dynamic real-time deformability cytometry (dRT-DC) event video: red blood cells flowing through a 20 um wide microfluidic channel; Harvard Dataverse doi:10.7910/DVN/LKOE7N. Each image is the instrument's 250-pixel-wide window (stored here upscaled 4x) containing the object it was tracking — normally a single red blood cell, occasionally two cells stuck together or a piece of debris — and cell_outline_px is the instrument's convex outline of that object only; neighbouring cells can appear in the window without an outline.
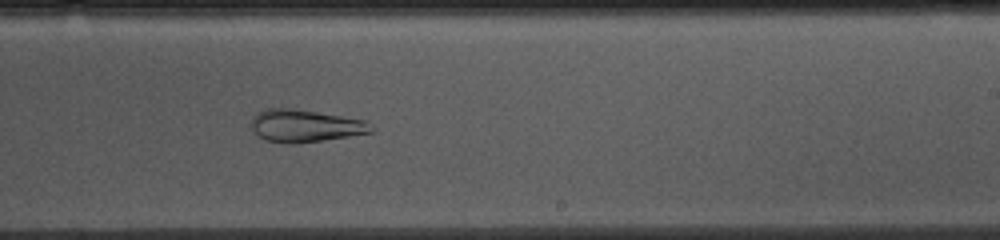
{"species": "common noctule bat (a hibernating species)", "species_latin": "Nyctalus noctula", "temperature_condition": "cold", "stored_images_in_passage": 53, "camera_frame_rate_fps": 3000, "um_per_image_px": 0.085, "animal": {"sex": "female", "body_mass_g": 10.0, "forearm_length_mm": 53.1}, "frame": {"image": 1, "passage_image": 31, "time_ms": 10.0, "image_size_px": [1000, 240], "cell_outline_px": [[372, 132], [348, 136], [296, 144], [292, 144], [264, 140], [252, 128], [252, 116], [256, 112], [264, 108], [288, 108], [316, 112], [364, 120], [372, 128]], "centroid_in_image_um": [25.87, 10.69], "position_along_channel_um": 263.1, "area_um2": 22.31}}
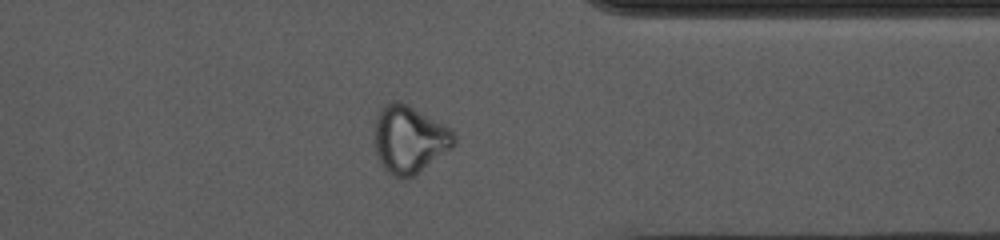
{"frame": {"image": 2, "passage_image": 41, "time_ms": 13.333, "image_size_px": [1000, 240], "cell_outline_px": [[456, 144], [452, 148], [412, 176], [404, 180], [400, 180], [388, 172], [384, 168], [376, 156], [372, 136], [372, 132], [376, 116], [384, 104], [392, 100], [400, 100], [408, 104], [452, 128], [456, 136]], "centroid_in_image_um": [34.76, 11.82], "position_along_channel_um": 376.6, "area_um2": 32.08}}
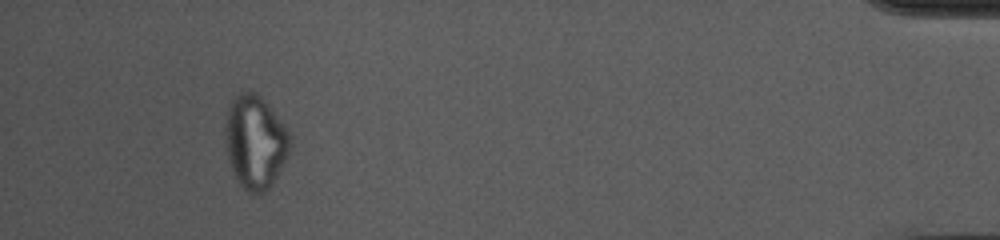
{"frame": {"image": 3, "passage_image": 49, "time_ms": 16.0, "image_size_px": [1000, 240], "cell_outline_px": [[292, 144], [288, 156], [272, 184], [264, 192], [256, 196], [252, 196], [240, 184], [228, 160], [224, 136], [224, 128], [228, 108], [232, 100], [240, 92], [256, 92], [268, 104], [284, 124], [292, 136]], "centroid_in_image_um": [21.71, 12.08], "position_along_channel_um": 413.5, "area_um2": 35.6}, "authors_computed_cell_mechanics": {"area_um2": 28.3798, "velocity_mm_per_s": 3.6918, "shape_relaxation_time_tau1_ms": null, "shape_relaxation_time_tau2_ms": 1.485, "deformation_change_tau1": null, "deformation_change_tau2": 0.0695}}